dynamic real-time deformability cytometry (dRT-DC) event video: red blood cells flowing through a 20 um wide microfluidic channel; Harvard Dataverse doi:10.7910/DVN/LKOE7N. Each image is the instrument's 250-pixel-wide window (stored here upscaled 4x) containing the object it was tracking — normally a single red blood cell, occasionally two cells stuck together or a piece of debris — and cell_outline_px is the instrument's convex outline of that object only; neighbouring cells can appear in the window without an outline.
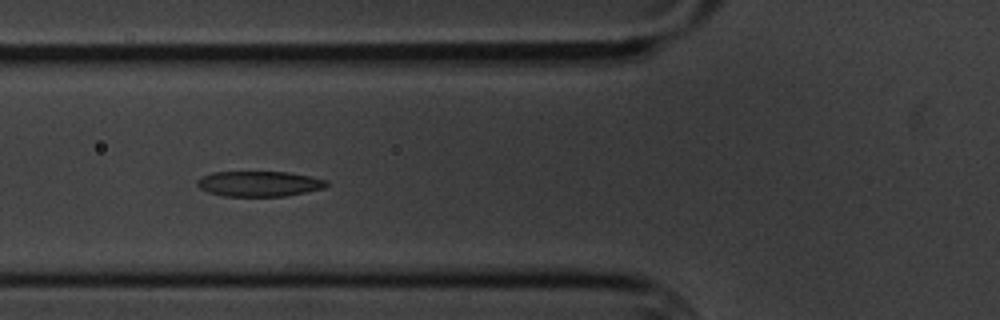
{"species": "common noctule bat (a hibernating species)", "species_latin": "Nyctalus noctula", "temperature_condition": "cold", "stored_images_in_passage": 10, "camera_frame_rate_fps": 3000, "um_per_image_px": 0.085, "animal": {"sex": "male", "body_mass_g": 20.1, "forearm_length_mm": 53.5}, "frame": {"image": 1, "passage_image": 6, "time_ms": 6.0, "image_size_px": [1000, 320], "cell_outline_px": [[328, 184], [324, 188], [284, 196], [224, 196], [208, 192], [200, 188], [196, 184], [196, 180], [200, 176], [212, 172], [288, 172], [328, 180]], "centroid_in_image_um": [21.98, 15.61], "position_along_channel_um": 103.8, "area_um2": 19.07}}
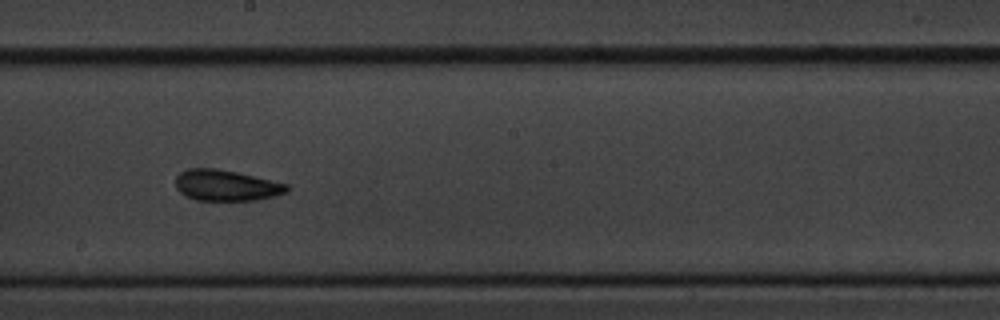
{"frame": {"image": 2, "passage_image": 9, "time_ms": 9.667, "image_size_px": [1000, 320], "cell_outline_px": [[288, 192], [256, 200], [196, 200], [180, 192], [176, 188], [176, 176], [180, 172], [188, 168], [212, 168], [236, 172], [288, 184]], "centroid_in_image_um": [19.2, 15.75], "position_along_channel_um": 229.0, "area_um2": 19.83}}
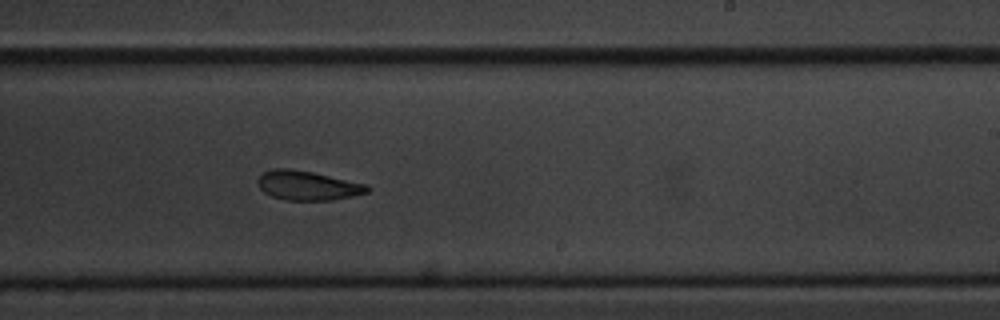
{"frame": {"image": 3, "passage_image": 10, "time_ms": 10.667, "image_size_px": [1000, 320], "cell_outline_px": [[372, 188], [368, 192], [352, 196], [332, 200], [284, 200], [272, 196], [264, 192], [260, 188], [256, 180], [264, 172], [272, 168], [288, 168], [312, 172], [368, 184]], "centroid_in_image_um": [26.16, 15.77], "position_along_channel_um": 262.8, "area_um2": 18.79}}